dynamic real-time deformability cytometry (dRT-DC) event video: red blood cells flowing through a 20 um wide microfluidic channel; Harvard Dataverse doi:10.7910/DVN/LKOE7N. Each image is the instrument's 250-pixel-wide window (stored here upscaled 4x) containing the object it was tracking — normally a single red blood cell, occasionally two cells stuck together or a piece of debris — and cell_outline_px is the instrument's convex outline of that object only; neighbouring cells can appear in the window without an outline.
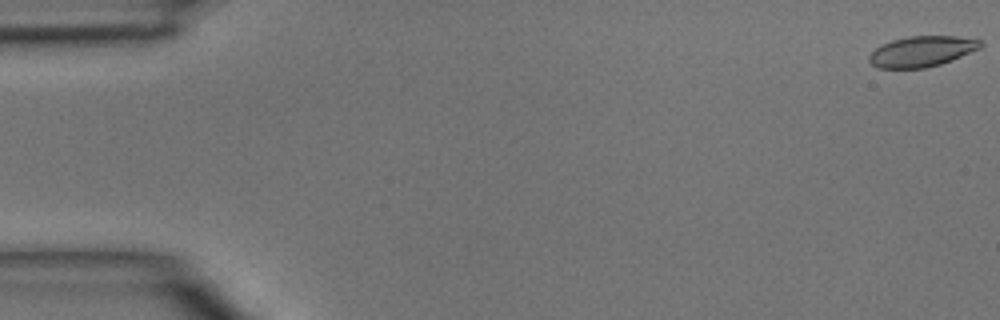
{"species": "common noctule bat (a hibernating species)", "species_latin": "Nyctalus noctula", "temperature_condition": "room temperature", "stored_images_in_passage": 47, "camera_frame_rate_fps": 3000, "um_per_image_px": 0.085, "animal": {"sex": "male", "body_mass_g": 15.6}, "frame": {"image": 1, "passage_image": 1, "time_ms": 0.0, "image_size_px": [1000, 320], "cell_outline_px": [[984, 44], [980, 48], [940, 64], [924, 68], [876, 68], [868, 60], [868, 56], [876, 48], [892, 40], [908, 36], [956, 36], [980, 40]], "centroid_in_image_um": [78.33, 4.37], "position_along_channel_um": 6.7, "area_um2": 19.65}}
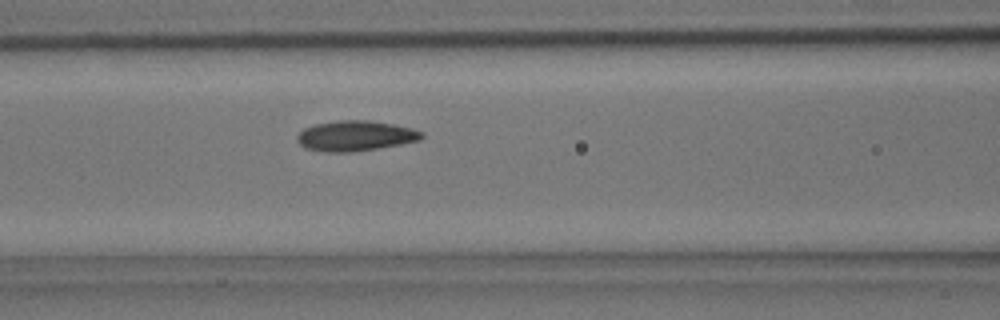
{"frame": {"image": 2, "passage_image": 20, "time_ms": 6.333, "image_size_px": [1000, 320], "cell_outline_px": [[424, 136], [420, 140], [400, 144], [352, 152], [324, 152], [308, 148], [300, 144], [296, 140], [296, 136], [304, 128], [316, 124], [340, 120], [368, 120], [392, 124], [412, 128], [424, 132]], "centroid_in_image_um": [30.22, 11.54], "position_along_channel_um": 136.4, "area_um2": 21.85}}
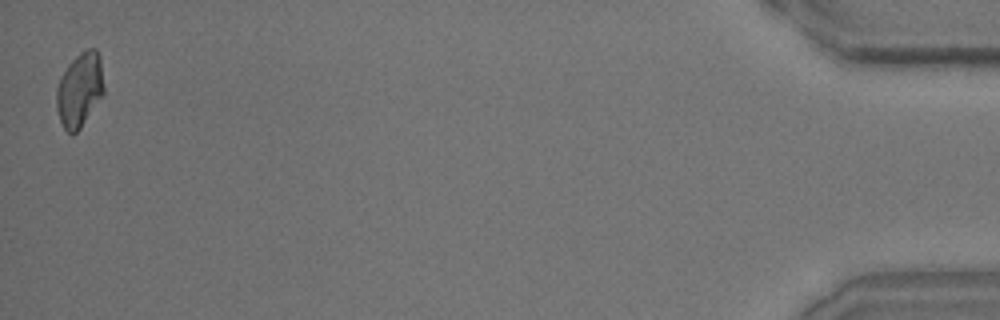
{"frame": {"image": 3, "passage_image": 47, "time_ms": 15.333, "image_size_px": [1000, 320], "cell_outline_px": [[104, 92], [80, 128], [72, 136], [64, 128], [60, 120], [56, 108], [56, 88], [60, 76], [68, 64], [80, 52], [88, 48], [96, 48], [100, 56], [104, 88]], "centroid_in_image_um": [6.75, 7.61], "position_along_channel_um": 428.4, "area_um2": 20.52}}